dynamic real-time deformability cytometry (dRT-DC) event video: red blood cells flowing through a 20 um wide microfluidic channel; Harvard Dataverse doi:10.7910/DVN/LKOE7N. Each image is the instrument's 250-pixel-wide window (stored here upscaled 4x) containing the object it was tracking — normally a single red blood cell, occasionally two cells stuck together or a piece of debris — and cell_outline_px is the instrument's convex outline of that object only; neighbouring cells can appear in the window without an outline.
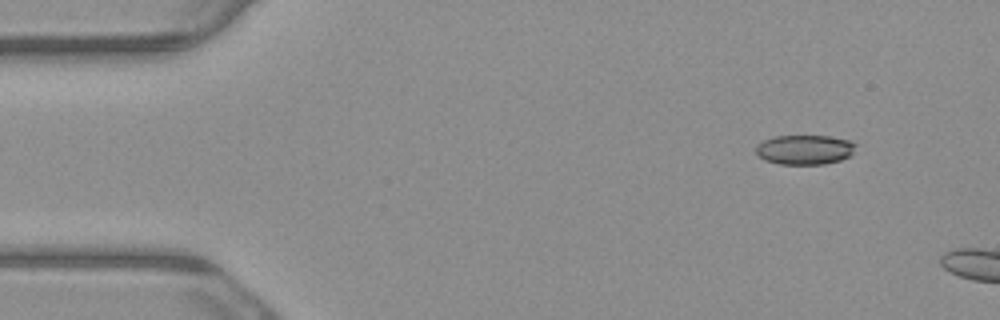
{"species": "common noctule bat (a hibernating species)", "species_latin": "Nyctalus noctula", "temperature_condition": "warm", "stored_images_in_passage": 5, "segment_of_instrument_passage": [2, 2], "camera_frame_rate_fps": 3000, "um_per_image_px": 0.085, "animal": {"sex": "male", "body_mass_g": 23.1, "forearm_length_mm": 52.7}, "frame": {"image": 1, "passage_image": 5, "time_ms": 1.333, "image_size_px": [1000, 320], "cell_outline_px": [[856, 144], [852, 156], [840, 160], [824, 164], [780, 164], [764, 160], [756, 152], [756, 144], [772, 136], [832, 136], [852, 140]], "centroid_in_image_um": [68.43, 12.71], "position_along_channel_um": 16.6, "area_um2": 17.46}}